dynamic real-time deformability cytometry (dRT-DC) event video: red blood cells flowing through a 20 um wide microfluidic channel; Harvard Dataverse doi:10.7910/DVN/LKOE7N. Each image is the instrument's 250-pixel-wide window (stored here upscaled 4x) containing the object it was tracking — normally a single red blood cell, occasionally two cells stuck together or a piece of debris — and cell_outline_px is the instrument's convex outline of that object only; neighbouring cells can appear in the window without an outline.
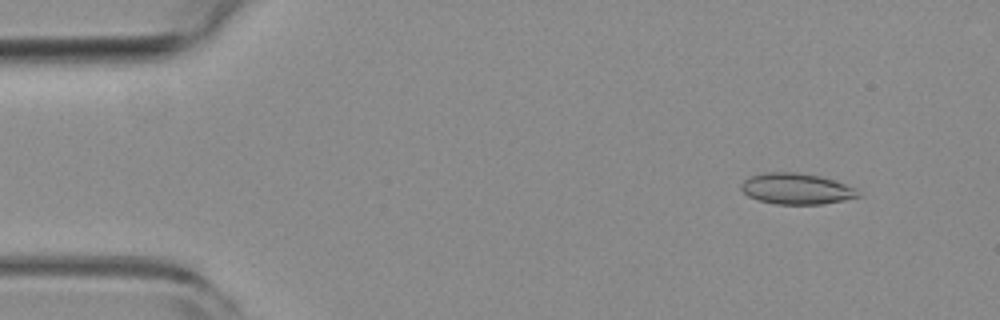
{"species": "common noctule bat (a hibernating species)", "species_latin": "Nyctalus noctula", "temperature_condition": "room temperature", "stored_images_in_passage": 53, "camera_frame_rate_fps": 3000, "um_per_image_px": 0.085, "animal": {"sex": "female", "body_mass_g": 19.3, "forearm_length_mm": 54.1}, "frame": {"image": 1, "passage_image": 5, "time_ms": 1.333, "image_size_px": [1000, 320], "cell_outline_px": [[864, 196], [824, 204], [776, 204], [760, 200], [748, 196], [740, 188], [740, 184], [744, 180], [752, 176], [768, 172], [796, 172], [820, 176], [856, 188]], "centroid_in_image_um": [67.73, 16.05], "position_along_channel_um": 17.3, "area_um2": 21.1}}
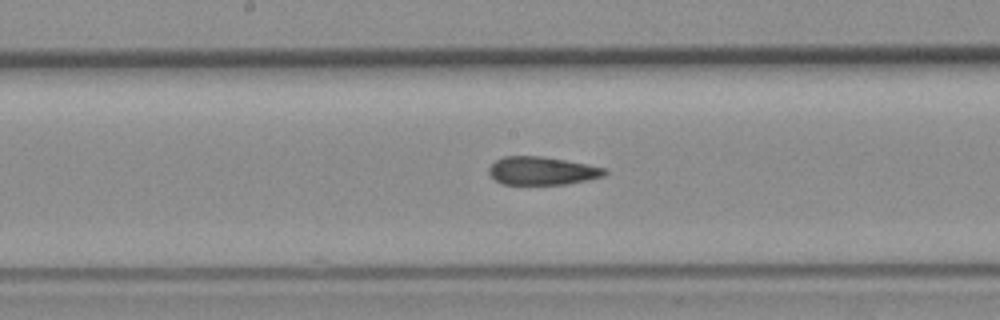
{"frame": {"image": 2, "passage_image": 27, "time_ms": 8.667, "image_size_px": [1000, 320], "cell_outline_px": [[608, 172], [604, 176], [588, 180], [568, 184], [500, 184], [488, 172], [488, 168], [496, 160], [504, 156], [540, 156], [564, 160], [608, 168]], "centroid_in_image_um": [46.1, 14.52], "position_along_channel_um": 202.1, "area_um2": 19.02}}
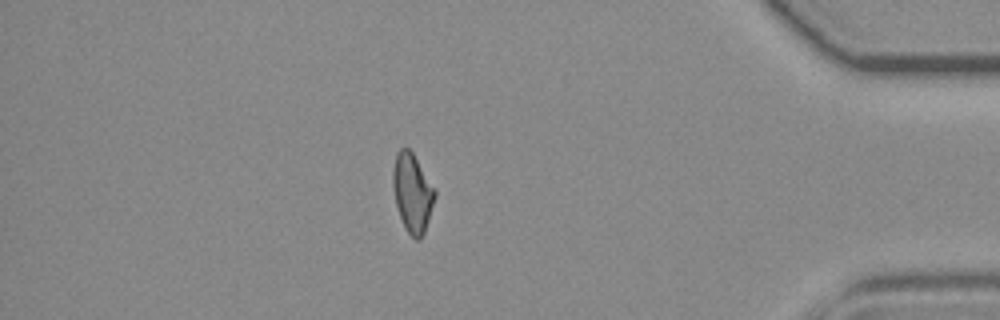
{"frame": {"image": 3, "passage_image": 46, "time_ms": 15.0, "image_size_px": [1000, 320], "cell_outline_px": [[436, 196], [424, 232], [420, 240], [416, 240], [408, 232], [400, 216], [396, 204], [392, 184], [392, 172], [396, 152], [400, 148], [408, 148], [412, 152], [436, 192]], "centroid_in_image_um": [35.03, 16.37], "position_along_channel_um": 400.2, "area_um2": 18.84}, "authors_computed_cell_mechanics": {"area_um2": 19.941, "velocity_mm_per_s": 3.8043, "shape_relaxation_time_tau1_ms": null, "shape_relaxation_time_tau2_ms": 2.4719, "deformation_change_tau1": null, "deformation_change_tau2": 0.097}}